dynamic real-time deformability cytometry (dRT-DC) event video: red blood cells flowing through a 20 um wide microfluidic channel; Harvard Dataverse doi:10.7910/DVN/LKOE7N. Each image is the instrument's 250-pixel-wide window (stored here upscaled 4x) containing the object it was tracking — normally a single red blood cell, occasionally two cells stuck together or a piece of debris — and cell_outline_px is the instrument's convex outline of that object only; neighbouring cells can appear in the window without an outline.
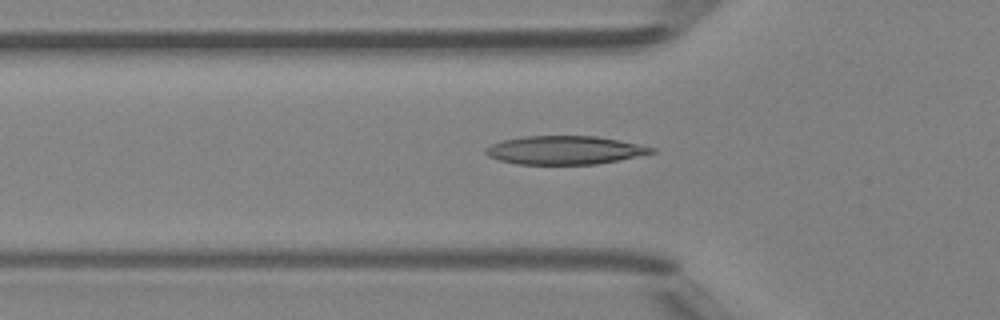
{"species": "Egyptian fruit bat (a non-hibernating species)", "species_latin": "Rousettus aegyptiacus", "temperature_condition": "room temperature", "stored_images_in_passage": 48, "camera_frame_rate_fps": 3000, "um_per_image_px": 0.085, "animal": {"sex": "female"}, "frame": {"image": 1, "passage_image": 16, "time_ms": 5.0, "image_size_px": [1000, 320], "cell_outline_px": [[656, 152], [620, 160], [596, 164], [516, 164], [500, 160], [488, 156], [484, 152], [484, 148], [492, 144], [504, 140], [524, 136], [596, 136], [640, 144], [656, 148]], "centroid_in_image_um": [48.01, 12.76], "position_along_channel_um": 77.8, "area_um2": 27.51}}
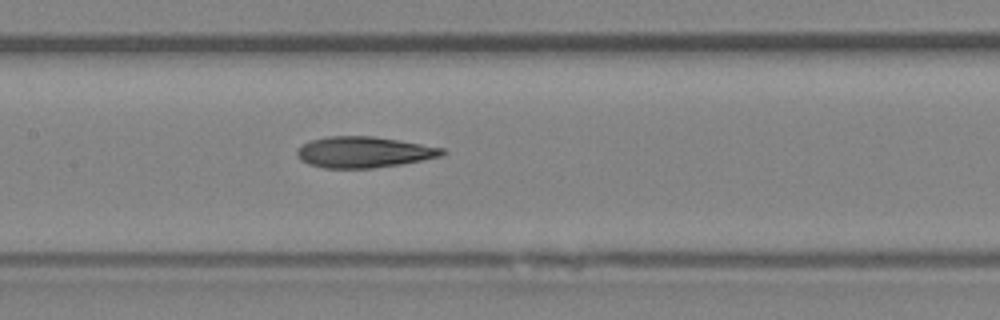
{"frame": {"image": 2, "passage_image": 23, "time_ms": 7.333, "image_size_px": [1000, 320], "cell_outline_px": [[448, 152], [440, 156], [400, 164], [372, 168], [324, 168], [308, 164], [300, 160], [296, 156], [296, 148], [312, 140], [328, 136], [372, 136], [400, 140], [444, 148]], "centroid_in_image_um": [30.9, 12.93], "position_along_channel_um": 176.5, "area_um2": 26.24}}
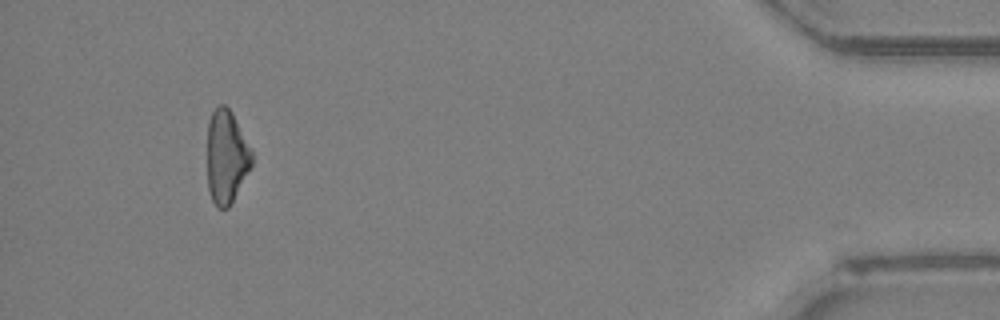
{"frame": {"image": 3, "passage_image": 45, "time_ms": 14.667, "image_size_px": [1000, 320], "cell_outline_px": [[252, 164], [228, 208], [216, 208], [212, 200], [208, 188], [208, 120], [212, 112], [220, 104], [224, 104], [232, 112], [252, 148]], "centroid_in_image_um": [19.25, 13.3], "position_along_channel_um": 416.0, "area_um2": 24.16}, "authors_computed_cell_mechanics": {"area_um2": 26.4146, "velocity_mm_per_s": 4.2337, "shape_relaxation_time_tau1_ms": 5.5238, "shape_relaxation_time_tau2_ms": 5.859, "deformation_change_tau1": 0.1594, "deformation_change_tau2": 0.1937}}